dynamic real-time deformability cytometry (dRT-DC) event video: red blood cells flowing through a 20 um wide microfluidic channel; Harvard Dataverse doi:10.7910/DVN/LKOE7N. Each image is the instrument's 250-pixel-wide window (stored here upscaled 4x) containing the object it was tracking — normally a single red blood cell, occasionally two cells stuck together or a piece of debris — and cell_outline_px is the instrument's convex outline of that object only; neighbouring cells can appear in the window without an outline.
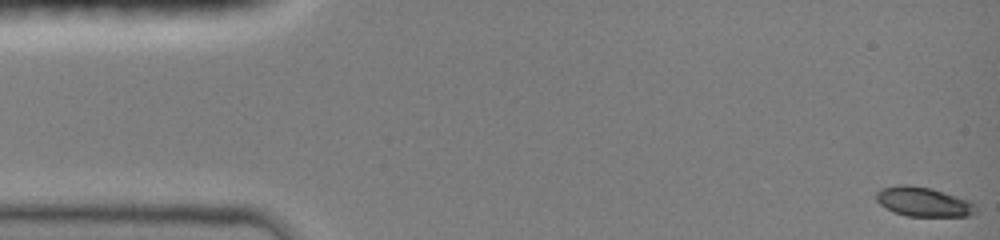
{"species": "common noctule bat (a hibernating species)", "species_latin": "Nyctalus noctula", "temperature_condition": "room temperature", "stored_images_in_passage": 47, "camera_frame_rate_fps": 3000, "um_per_image_px": 0.085, "animal": {"sex": "female", "body_mass_g": 19.0, "forearm_length_mm": 51.5}, "frame": {"image": 1, "passage_image": 1, "time_ms": 0.0, "image_size_px": [1000, 240], "cell_outline_px": [[976, 212], [968, 216], [904, 216], [892, 212], [884, 208], [876, 200], [876, 192], [880, 188], [896, 184], [908, 184], [932, 188], [972, 200], [976, 204]], "centroid_in_image_um": [78.48, 17.14], "position_along_channel_um": 6.5, "area_um2": 17.63}}
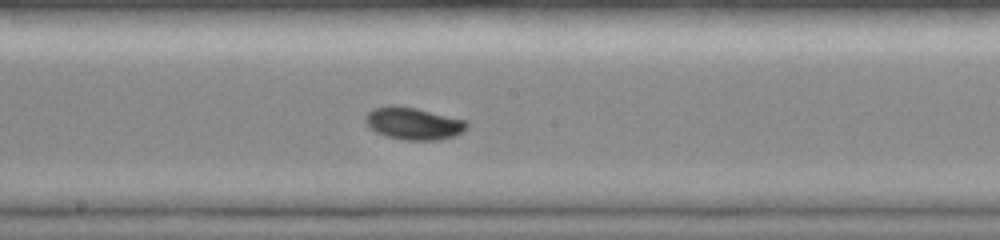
{"frame": {"image": 2, "passage_image": 26, "time_ms": 8.333, "image_size_px": [1000, 240], "cell_outline_px": [[468, 128], [452, 136], [440, 140], [404, 140], [388, 136], [376, 132], [364, 120], [364, 116], [372, 108], [388, 104], [392, 104], [416, 108], [468, 120]], "centroid_in_image_um": [35.14, 10.47], "position_along_channel_um": 213.1, "area_um2": 19.19}}
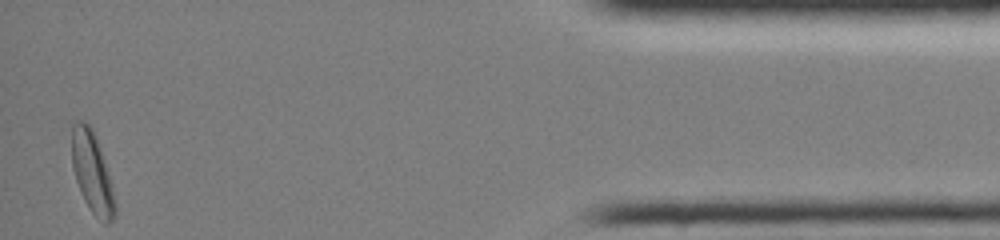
{"frame": {"image": 3, "passage_image": 47, "time_ms": 15.333, "image_size_px": [1000, 240], "cell_outline_px": [[116, 216], [108, 224], [104, 224], [92, 212], [84, 200], [76, 180], [72, 168], [72, 124], [76, 120], [84, 120], [92, 128], [96, 136], [112, 184], [116, 204]], "centroid_in_image_um": [7.84, 14.67], "position_along_channel_um": 427.4, "area_um2": 20.46}, "authors_computed_cell_mechanics": {"area_um2": 18.0336, "velocity_mm_per_s": 4.0062, "shape_relaxation_time_tau1_ms": 2.6072, "shape_relaxation_time_tau2_ms": null, "deformation_change_tau1": 0.1389, "deformation_change_tau2": null}}